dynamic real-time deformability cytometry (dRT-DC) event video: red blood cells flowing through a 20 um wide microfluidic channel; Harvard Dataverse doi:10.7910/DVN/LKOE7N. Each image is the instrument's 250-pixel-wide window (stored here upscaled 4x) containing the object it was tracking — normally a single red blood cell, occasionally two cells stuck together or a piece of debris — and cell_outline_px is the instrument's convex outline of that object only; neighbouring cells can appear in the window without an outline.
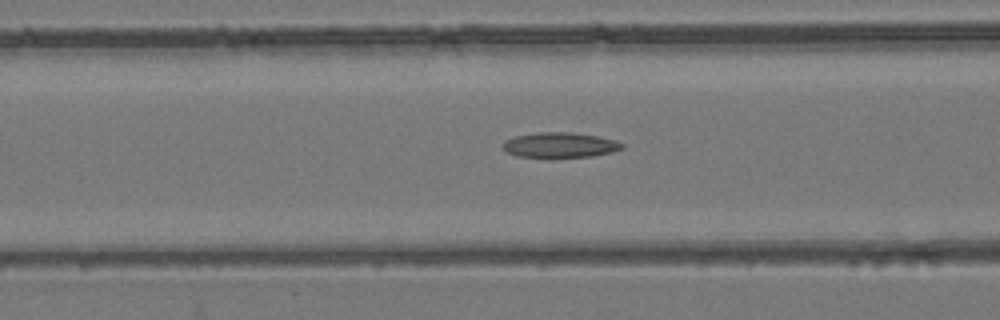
{"species": "common noctule bat (a hibernating species)", "species_latin": "Nyctalus noctula", "temperature_condition": "room temperature", "stored_images_in_passage": 49, "camera_frame_rate_fps": 3000, "um_per_image_px": 0.085, "animal": {"sex": "female", "body_mass_g": 24.6, "forearm_length_mm": 56.2}, "frame": {"image": 1, "passage_image": 19, "time_ms": 6.0, "image_size_px": [1000, 320], "cell_outline_px": [[624, 148], [612, 152], [592, 156], [548, 160], [516, 156], [504, 152], [504, 140], [516, 136], [536, 132], [572, 132], [596, 136], [616, 140], [624, 144]], "centroid_in_image_um": [47.56, 12.37], "position_along_channel_um": 119.0, "area_um2": 18.32}}
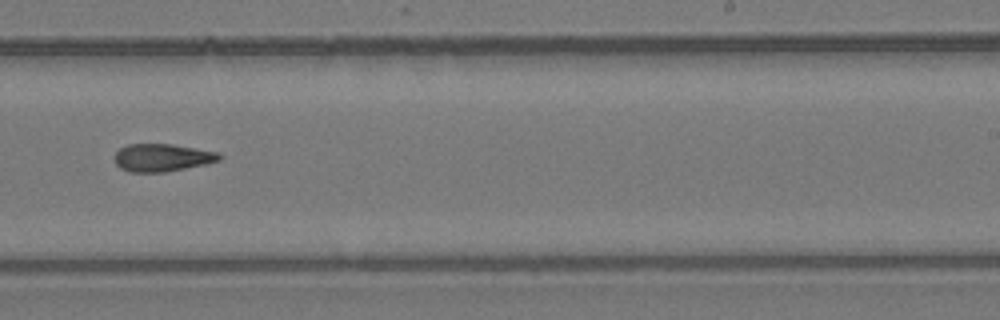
{"frame": {"image": 2, "passage_image": 31, "time_ms": 10.0, "image_size_px": [1000, 320], "cell_outline_px": [[224, 156], [220, 160], [204, 164], [164, 172], [132, 172], [120, 168], [116, 164], [112, 156], [120, 148], [128, 144], [172, 144], [220, 152]], "centroid_in_image_um": [13.78, 13.39], "position_along_channel_um": 275.2, "area_um2": 16.99}}
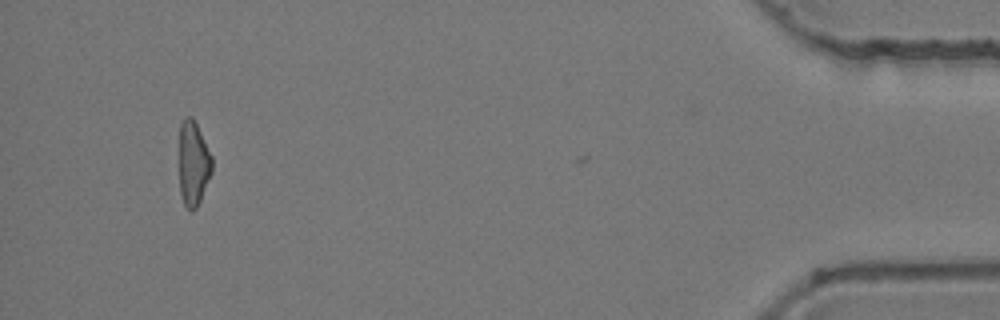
{"frame": {"image": 3, "passage_image": 48, "time_ms": 15.667, "image_size_px": [1000, 320], "cell_outline_px": [[212, 172], [200, 200], [196, 208], [192, 212], [184, 204], [180, 192], [180, 124], [184, 116], [192, 116], [212, 156]], "centroid_in_image_um": [16.43, 13.89], "position_along_channel_um": 418.8, "area_um2": 16.01}}